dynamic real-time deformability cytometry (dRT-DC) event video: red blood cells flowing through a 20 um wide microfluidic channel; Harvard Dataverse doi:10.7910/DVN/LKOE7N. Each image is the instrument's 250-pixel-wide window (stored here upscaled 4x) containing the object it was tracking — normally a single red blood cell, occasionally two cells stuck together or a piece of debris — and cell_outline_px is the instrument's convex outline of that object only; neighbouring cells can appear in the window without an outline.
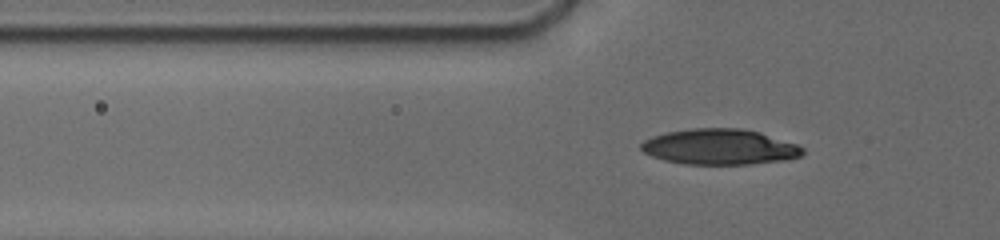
{"species": "human", "species_latin": "Homo sapiens", "temperature_condition": "cold", "stored_images_in_passage": 55, "camera_frame_rate_fps": 3000, "um_per_image_px": 0.085, "donor": {"sex": "male"}, "frame": {"image": 1, "passage_image": 18, "time_ms": 5.667, "image_size_px": [1000, 240], "cell_outline_px": [[804, 152], [800, 156], [780, 160], [748, 164], [684, 164], [664, 160], [652, 156], [644, 152], [640, 148], [640, 144], [644, 140], [652, 136], [668, 132], [692, 128], [740, 128], [760, 132], [796, 144], [804, 148]], "centroid_in_image_um": [61.14, 12.48], "position_along_channel_um": 64.7, "area_um2": 33.29}}
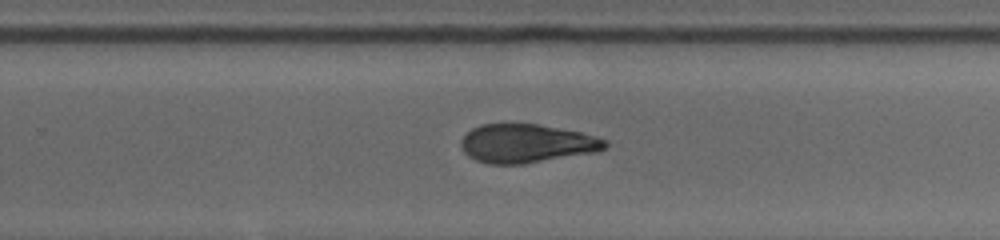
{"frame": {"image": 2, "passage_image": 38, "time_ms": 11.667, "image_size_px": [1000, 240], "cell_outline_px": [[608, 144], [604, 148], [596, 152], [524, 164], [488, 164], [476, 160], [468, 156], [464, 152], [460, 144], [464, 136], [472, 128], [480, 124], [540, 124], [580, 132], [596, 136], [608, 140]], "centroid_in_image_um": [44.77, 12.2], "position_along_channel_um": 285.0, "area_um2": 32.48}}
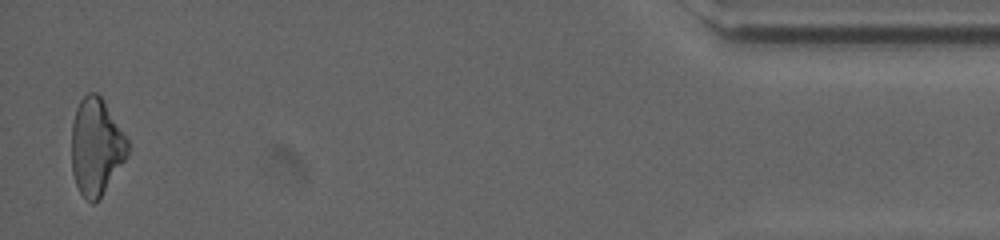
{"frame": {"image": 3, "passage_image": 54, "time_ms": 17.333, "image_size_px": [1000, 240], "cell_outline_px": [[128, 152], [124, 160], [100, 196], [92, 204], [80, 192], [76, 184], [72, 172], [72, 120], [76, 108], [80, 100], [88, 92], [96, 92], [104, 100], [128, 140]], "centroid_in_image_um": [8.15, 12.42], "position_along_channel_um": 427.0, "area_um2": 31.15}, "authors_computed_cell_mechanics": {"area_um2": 32.3102, "velocity_mm_per_s": 3.7881, "shape_relaxation_time_tau1_ms": 5.9971, "shape_relaxation_time_tau2_ms": 11.3591, "deformation_change_tau1": 0.145, "deformation_change_tau2": 0.2115}}